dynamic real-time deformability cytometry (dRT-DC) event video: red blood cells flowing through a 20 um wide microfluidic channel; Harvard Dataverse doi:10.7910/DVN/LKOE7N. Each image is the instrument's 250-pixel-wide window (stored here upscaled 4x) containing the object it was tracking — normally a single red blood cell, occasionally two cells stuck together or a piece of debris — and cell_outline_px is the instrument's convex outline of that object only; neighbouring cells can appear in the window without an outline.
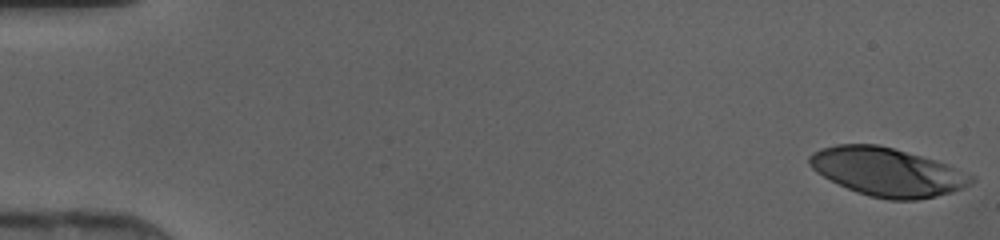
{"species": "human", "species_latin": "Homo sapiens", "temperature_condition": "cold", "stored_images_in_passage": 46, "camera_frame_rate_fps": 3000, "um_per_image_px": 0.085, "donor": {"sex": "female"}, "frame": {"image": 1, "passage_image": 1, "time_ms": 0.0, "image_size_px": [1000, 240], "cell_outline_px": [[976, 180], [972, 184], [964, 188], [952, 192], [936, 196], [916, 200], [888, 200], [868, 196], [856, 192], [816, 172], [808, 164], [808, 156], [812, 152], [820, 148], [836, 144], [876, 144], [892, 148], [936, 160], [976, 176]], "centroid_in_image_um": [75.44, 14.62], "position_along_channel_um": 9.6, "area_um2": 45.72}}
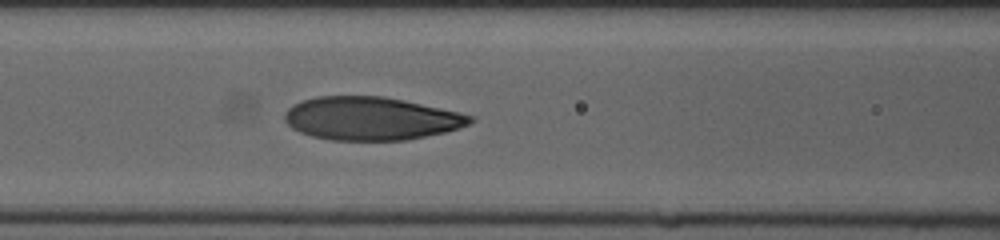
{"frame": {"image": 2, "passage_image": 20, "time_ms": 6.333, "image_size_px": [1000, 240], "cell_outline_px": [[476, 120], [460, 128], [444, 132], [408, 140], [328, 140], [312, 136], [300, 132], [292, 128], [284, 120], [284, 112], [292, 104], [316, 96], [384, 96], [404, 100], [460, 112], [476, 116]], "centroid_in_image_um": [31.55, 10.07], "position_along_channel_um": 135.1, "area_um2": 46.93}}
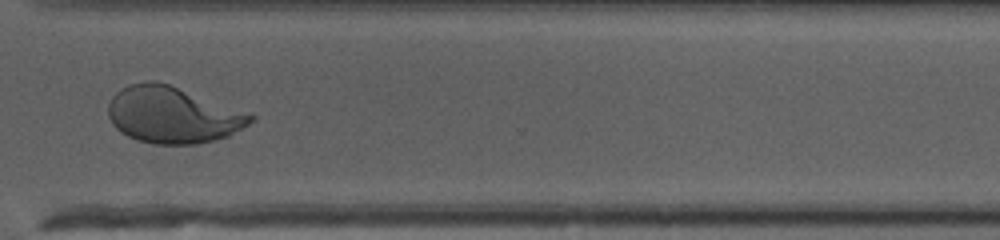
{"frame": {"image": 3, "passage_image": 35, "time_ms": 11.333, "image_size_px": [1000, 240], "cell_outline_px": [[256, 120], [228, 136], [196, 144], [152, 144], [136, 140], [120, 132], [112, 124], [108, 116], [108, 104], [112, 96], [120, 88], [128, 84], [168, 84], [252, 112], [256, 116]], "centroid_in_image_um": [14.72, 9.79], "position_along_channel_um": 355.9, "area_um2": 46.82}}